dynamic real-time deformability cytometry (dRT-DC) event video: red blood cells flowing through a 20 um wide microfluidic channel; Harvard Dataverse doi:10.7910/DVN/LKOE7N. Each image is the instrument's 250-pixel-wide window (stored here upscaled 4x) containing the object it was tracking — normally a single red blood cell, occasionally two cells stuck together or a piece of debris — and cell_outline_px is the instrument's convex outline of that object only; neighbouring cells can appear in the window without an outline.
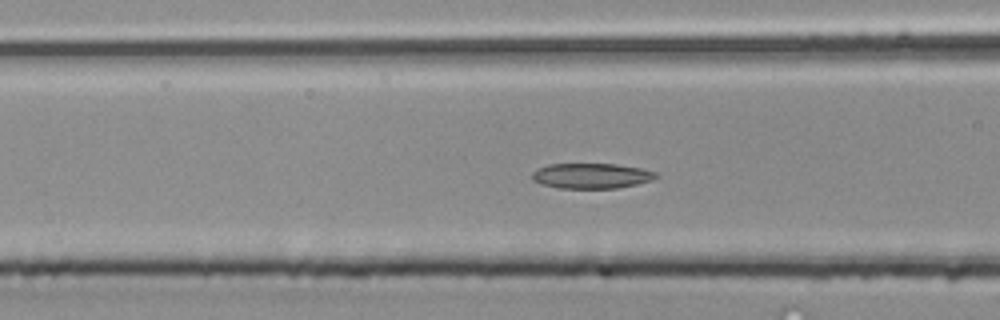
{"species": "common noctule bat (a hibernating species)", "species_latin": "Nyctalus noctula", "temperature_condition": "room temperature", "stored_images_in_passage": 37, "camera_frame_rate_fps": 3000, "um_per_image_px": 0.085, "animal": {"sex": "male", "body_mass_g": 20.4}, "frame": {"image": 1, "passage_image": 7, "time_ms": 2.0, "image_size_px": [1000, 320], "cell_outline_px": [[660, 176], [652, 180], [636, 184], [616, 188], [560, 188], [540, 184], [532, 180], [532, 172], [536, 168], [548, 164], [616, 164], [640, 168], [656, 172]], "centroid_in_image_um": [50.24, 14.94], "position_along_channel_um": 116.4, "area_um2": 18.32}}
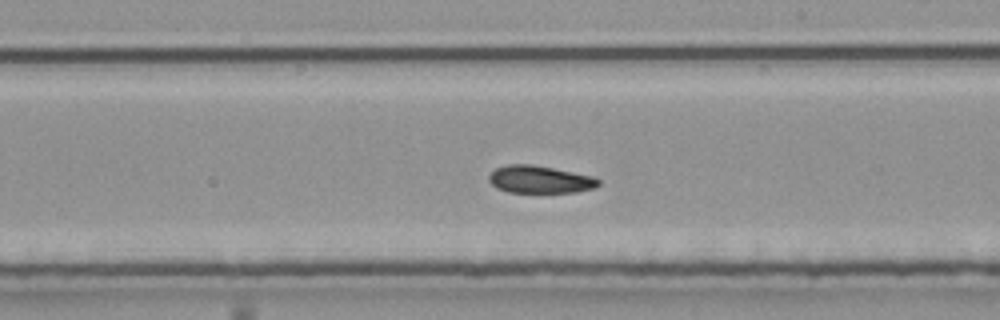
{"frame": {"image": 2, "passage_image": 16, "time_ms": 5.0, "image_size_px": [1000, 320], "cell_outline_px": [[600, 184], [592, 188], [576, 192], [508, 192], [496, 188], [488, 180], [488, 176], [496, 168], [508, 164], [532, 164], [592, 176], [600, 180]], "centroid_in_image_um": [45.85, 15.25], "position_along_channel_um": 243.1, "area_um2": 17.4}}
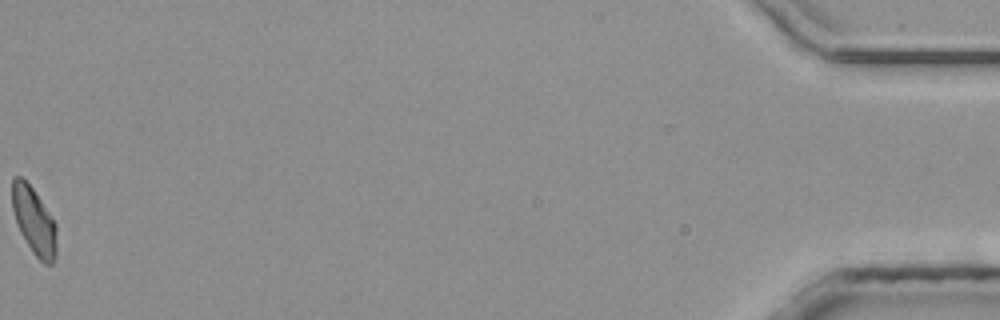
{"frame": {"image": 3, "passage_image": 37, "time_ms": 12.0, "image_size_px": [1000, 320], "cell_outline_px": [[56, 256], [52, 264], [44, 264], [32, 252], [20, 232], [16, 224], [12, 208], [12, 180], [16, 176], [20, 176], [32, 188], [56, 224]], "centroid_in_image_um": [2.88, 18.81], "position_along_channel_um": 432.3, "area_um2": 17.22}}